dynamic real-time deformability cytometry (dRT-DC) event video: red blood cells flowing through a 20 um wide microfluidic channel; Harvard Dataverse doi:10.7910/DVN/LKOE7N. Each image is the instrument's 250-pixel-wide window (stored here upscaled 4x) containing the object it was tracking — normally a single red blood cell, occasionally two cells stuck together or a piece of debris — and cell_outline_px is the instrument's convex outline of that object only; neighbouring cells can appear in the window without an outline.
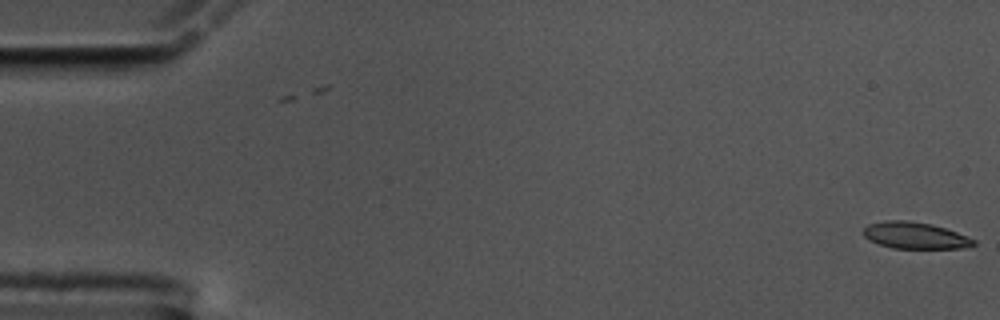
{"species": "common noctule bat (a hibernating species)", "species_latin": "Nyctalus noctula", "temperature_condition": "cold", "stored_images_in_passage": 5, "camera_frame_rate_fps": 3000, "um_per_image_px": 0.085, "animal": {"sex": "male", "body_mass_g": 17.5, "forearm_length_mm": 52.3}, "frame": {"image": 1, "passage_image": 5, "time_ms": 1.333, "image_size_px": [1000, 320], "cell_outline_px": [[976, 244], [964, 248], [892, 248], [868, 240], [860, 232], [868, 224], [884, 220], [908, 220], [932, 224], [956, 232], [976, 240]], "centroid_in_image_um": [77.73, 20.01], "position_along_channel_um": 7.3, "area_um2": 17.17}}